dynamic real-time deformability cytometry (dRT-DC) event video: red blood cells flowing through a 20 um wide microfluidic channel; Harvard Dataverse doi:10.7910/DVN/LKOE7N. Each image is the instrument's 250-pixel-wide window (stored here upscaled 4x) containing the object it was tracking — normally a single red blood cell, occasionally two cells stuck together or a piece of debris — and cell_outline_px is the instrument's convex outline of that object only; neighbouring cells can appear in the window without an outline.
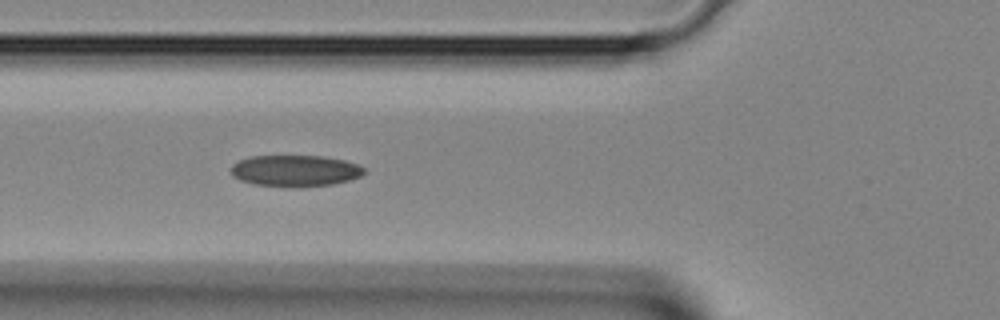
{"species": "Egyptian fruit bat (a non-hibernating species)", "species_latin": "Rousettus aegyptiacus", "temperature_condition": "room temperature", "stored_images_in_passage": 15, "camera_frame_rate_fps": 3000, "um_per_image_px": 0.085, "animal": {"sex": "female"}, "frame": {"image": 1, "passage_image": 7, "time_ms": 2.0, "image_size_px": [1000, 320], "cell_outline_px": [[368, 172], [360, 176], [348, 180], [332, 184], [300, 188], [252, 184], [240, 180], [232, 176], [232, 164], [240, 160], [252, 156], [324, 156], [344, 160], [356, 164], [364, 168]], "centroid_in_image_um": [25.1, 14.52], "position_along_channel_um": 100.7, "area_um2": 24.51}}
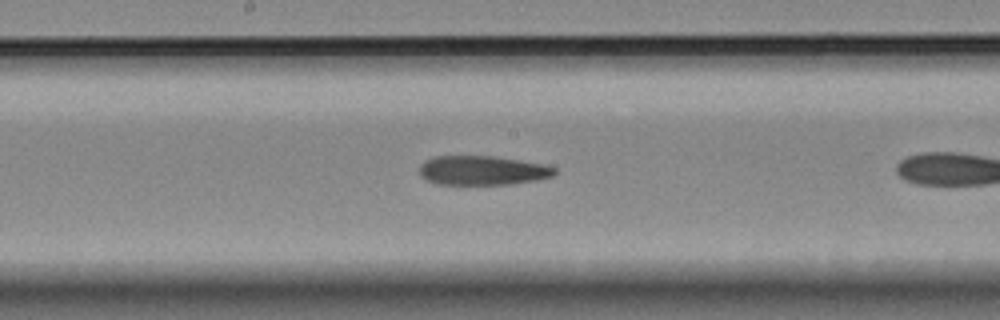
{"frame": {"image": 2, "passage_image": 11, "time_ms": 3.333, "image_size_px": [1000, 320], "cell_outline_px": [[556, 172], [552, 176], [536, 180], [508, 184], [436, 184], [420, 176], [420, 164], [424, 160], [436, 156], [492, 156], [544, 164], [556, 168]], "centroid_in_image_um": [40.98, 14.48], "position_along_channel_um": 207.2, "area_um2": 22.95}}
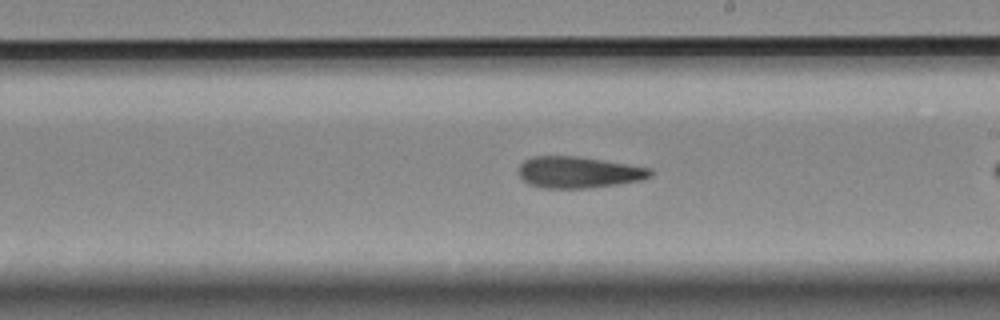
{"frame": {"image": 3, "passage_image": 13, "time_ms": 4.0, "image_size_px": [1000, 320], "cell_outline_px": [[652, 176], [640, 180], [616, 184], [588, 188], [540, 188], [528, 184], [520, 176], [520, 164], [524, 160], [532, 156], [580, 156], [652, 168]], "centroid_in_image_um": [49.17, 14.64], "position_along_channel_um": 239.8, "area_um2": 24.16}}